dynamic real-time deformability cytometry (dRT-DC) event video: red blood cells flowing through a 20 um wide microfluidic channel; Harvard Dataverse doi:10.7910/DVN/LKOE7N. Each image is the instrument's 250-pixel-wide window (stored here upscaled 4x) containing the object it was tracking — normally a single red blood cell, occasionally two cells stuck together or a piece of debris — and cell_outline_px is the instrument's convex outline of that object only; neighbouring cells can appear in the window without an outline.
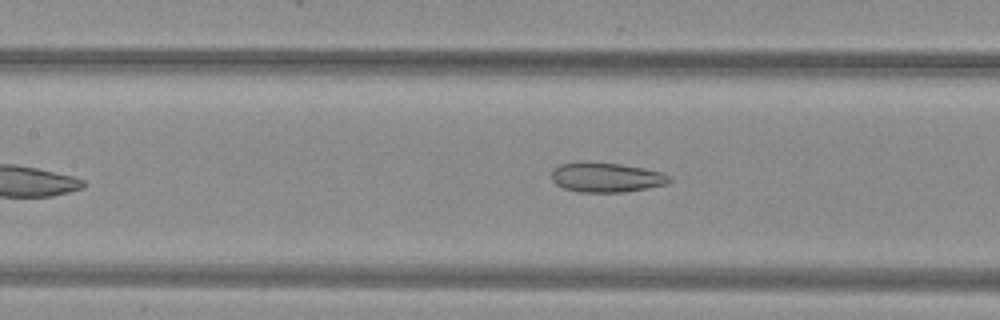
{"species": "common noctule bat (a hibernating species)", "species_latin": "Nyctalus noctula", "temperature_condition": "warm", "stored_images_in_passage": 37, "camera_frame_rate_fps": 3000, "um_per_image_px": 0.085, "animal": {"sex": "female", "body_mass_g": 29.2, "forearm_length_mm": 56.3}, "frame": {"image": 1, "passage_image": 12, "time_ms": 3.667, "image_size_px": [1000, 320], "cell_outline_px": [[672, 180], [668, 184], [624, 192], [580, 192], [564, 188], [556, 184], [552, 180], [552, 168], [560, 164], [584, 160], [620, 164], [644, 168], [660, 172], [672, 176]], "centroid_in_image_um": [51.52, 15.05], "position_along_channel_um": 155.9, "area_um2": 20.69}}
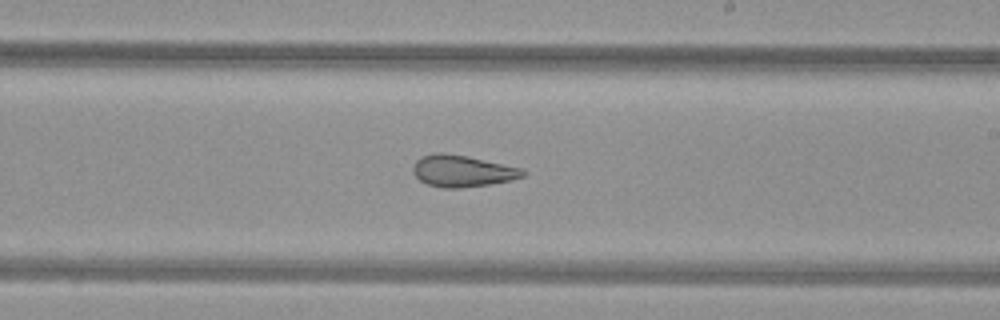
{"frame": {"image": 2, "passage_image": 19, "time_ms": 6.0, "image_size_px": [1000, 320], "cell_outline_px": [[528, 172], [524, 176], [512, 180], [488, 184], [460, 188], [444, 188], [428, 184], [420, 180], [412, 172], [412, 168], [416, 160], [420, 156], [436, 152], [440, 152], [468, 156], [520, 168]], "centroid_in_image_um": [39.27, 14.53], "position_along_channel_um": 249.7, "area_um2": 20.23}}
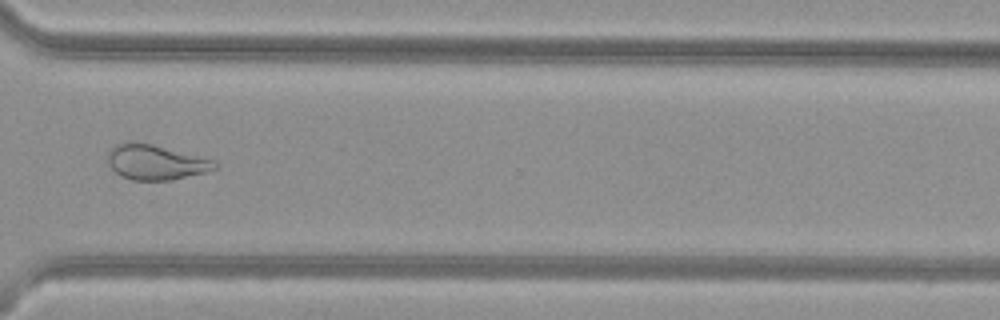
{"frame": {"image": 3, "passage_image": 27, "time_ms": 8.667, "image_size_px": [1000, 320], "cell_outline_px": [[220, 164], [216, 168], [208, 172], [172, 180], [132, 180], [120, 176], [108, 164], [108, 152], [116, 144], [152, 144], [212, 160]], "centroid_in_image_um": [13.26, 13.83], "position_along_channel_um": 357.3, "area_um2": 21.33}, "authors_computed_cell_mechanics": {"area_um2": 21.7906, "velocity_mm_per_s": 4.0307, "shape_relaxation_time_tau1_ms": null, "shape_relaxation_time_tau2_ms": 1.8718, "deformation_change_tau1": null, "deformation_change_tau2": 0.0982}}